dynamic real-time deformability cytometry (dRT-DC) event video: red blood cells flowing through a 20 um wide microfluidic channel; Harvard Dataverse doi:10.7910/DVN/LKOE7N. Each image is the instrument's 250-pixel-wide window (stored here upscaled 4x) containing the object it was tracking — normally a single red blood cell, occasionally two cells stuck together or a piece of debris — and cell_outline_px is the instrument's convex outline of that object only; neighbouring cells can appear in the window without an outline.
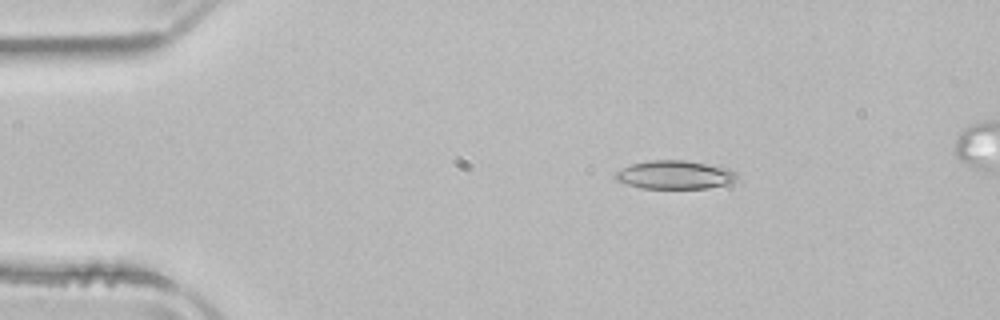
{"species": "common noctule bat (a hibernating species)", "species_latin": "Nyctalus noctula", "temperature_condition": "room temperature", "stored_images_in_passage": 47, "camera_frame_rate_fps": 3000, "um_per_image_px": 0.085, "animal": {"sex": "male", "body_mass_g": 21.5, "forearm_length_mm": 52.0}, "frame": {"image": 1, "passage_image": 5, "time_ms": 1.333, "image_size_px": [1000, 320], "cell_outline_px": [[736, 180], [724, 184], [708, 188], [640, 188], [616, 180], [616, 172], [632, 164], [648, 160], [684, 160], [708, 164], [728, 168], [736, 172]], "centroid_in_image_um": [57.37, 14.85], "position_along_channel_um": 27.6, "area_um2": 19.88}}
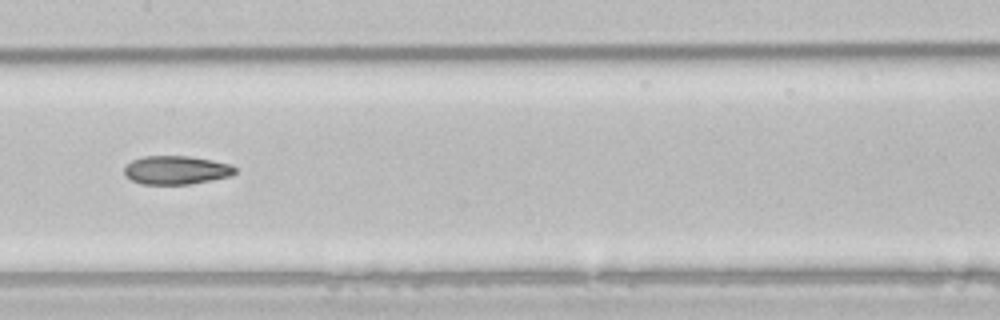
{"frame": {"image": 2, "passage_image": 22, "time_ms": 7.0, "image_size_px": [1000, 320], "cell_outline_px": [[236, 172], [232, 176], [192, 184], [140, 184], [132, 180], [124, 172], [124, 168], [132, 160], [144, 156], [188, 156], [212, 160], [232, 164], [236, 168]], "centroid_in_image_um": [15.02, 14.46], "position_along_channel_um": 192.4, "area_um2": 18.5}}
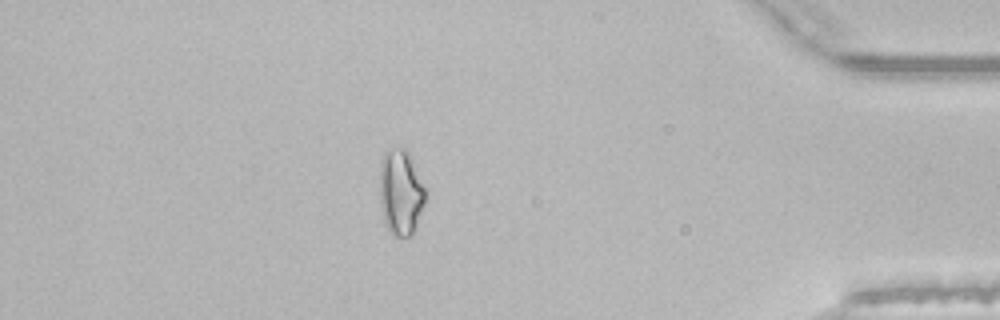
{"frame": {"image": 3, "passage_image": 41, "time_ms": 13.333, "image_size_px": [1000, 320], "cell_outline_px": [[424, 204], [416, 228], [408, 236], [392, 236], [384, 224], [380, 208], [380, 160], [384, 152], [388, 148], [404, 148], [408, 152], [412, 160], [424, 188]], "centroid_in_image_um": [34.01, 16.36], "position_along_channel_um": 401.2, "area_um2": 22.83}, "authors_computed_cell_mechanics": {"area_um2": 19.8254, "velocity_mm_per_s": 3.9571, "shape_relaxation_time_tau1_ms": 5.444, "shape_relaxation_time_tau2_ms": 7.075, "deformation_change_tau1": 0.1468, "deformation_change_tau2": 0.1372}}